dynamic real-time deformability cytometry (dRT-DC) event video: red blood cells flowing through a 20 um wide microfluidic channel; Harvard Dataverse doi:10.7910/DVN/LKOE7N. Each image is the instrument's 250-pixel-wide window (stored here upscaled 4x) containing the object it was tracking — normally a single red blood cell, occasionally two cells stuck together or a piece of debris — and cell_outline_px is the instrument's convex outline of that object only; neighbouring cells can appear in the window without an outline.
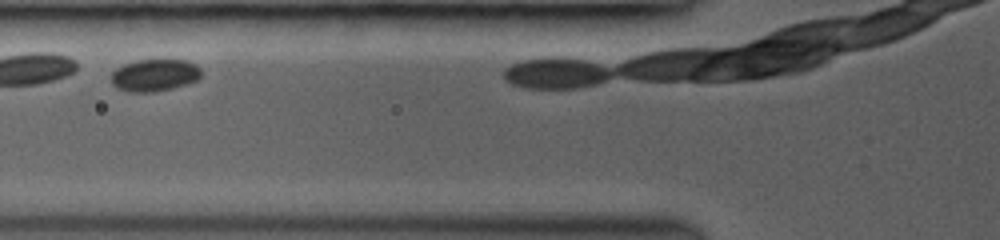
{"species": "common noctule bat (a hibernating species)", "species_latin": "Nyctalus noctula", "temperature_condition": "room temperature", "stored_images_in_passage": 12, "camera_frame_rate_fps": 3000, "um_per_image_px": 0.085, "animal": {"sex": "female", "body_mass_g": 19.0, "forearm_length_mm": 53.3}, "frame": {"image": 1, "passage_image": 7, "time_ms": 1.333, "image_size_px": [1000, 240], "cell_outline_px": [[200, 76], [196, 80], [188, 84], [172, 88], [152, 92], [128, 92], [116, 88], [112, 84], [112, 72], [116, 68], [124, 64], [136, 60], [188, 60], [196, 64], [200, 68]], "centroid_in_image_um": [13.13, 6.39], "position_along_channel_um": 112.7, "area_um2": 16.94}}